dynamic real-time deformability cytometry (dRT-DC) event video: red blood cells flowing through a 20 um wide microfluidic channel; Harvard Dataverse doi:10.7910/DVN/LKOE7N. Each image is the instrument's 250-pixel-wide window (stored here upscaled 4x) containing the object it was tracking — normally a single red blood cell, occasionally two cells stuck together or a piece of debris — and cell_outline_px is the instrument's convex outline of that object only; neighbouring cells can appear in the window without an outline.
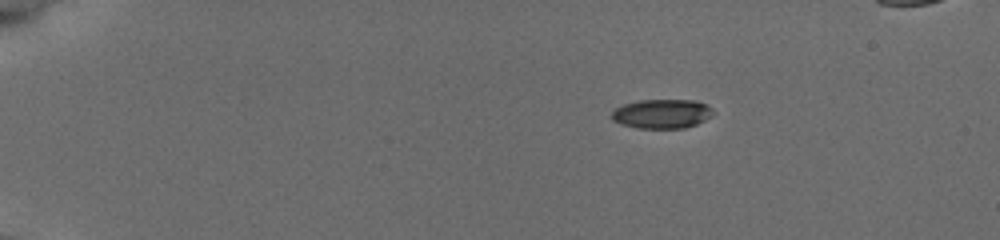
{"species": "common noctule bat (a hibernating species)", "species_latin": "Nyctalus noctula", "temperature_condition": "cold", "stored_images_in_passage": 47, "segment_of_instrument_passage": [1, 2], "camera_frame_rate_fps": 3000, "um_per_image_px": 0.085, "animal": {"sex": "female", "body_mass_g": 19.5, "forearm_length_mm": 54.1}, "frame": {"image": 1, "passage_image": 1, "time_ms": 0.0, "image_size_px": [1000, 240], "cell_outline_px": [[716, 112], [712, 116], [696, 124], [684, 128], [640, 128], [620, 124], [612, 120], [612, 112], [616, 108], [624, 104], [640, 100], [696, 100], [708, 104]], "centroid_in_image_um": [56.31, 9.66], "position_along_channel_um": 28.7, "area_um2": 17.4}}
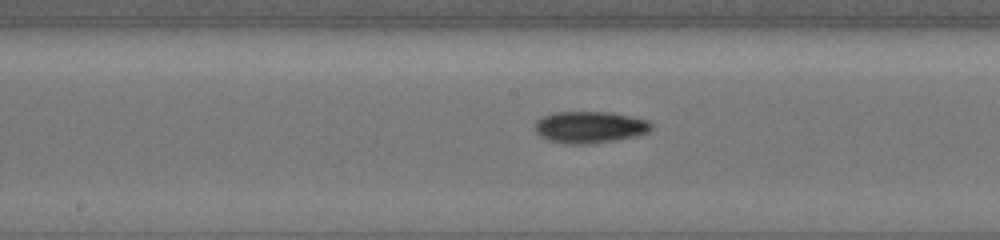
{"frame": {"image": 2, "passage_image": 22, "time_ms": 7.0, "image_size_px": [1000, 240], "cell_outline_px": [[652, 128], [648, 132], [636, 136], [616, 140], [584, 144], [564, 144], [548, 140], [540, 136], [536, 132], [536, 120], [540, 116], [552, 112], [608, 112], [632, 116], [648, 120], [652, 124]], "centroid_in_image_um": [50.11, 10.8], "position_along_channel_um": 198.1, "area_um2": 21.68}}
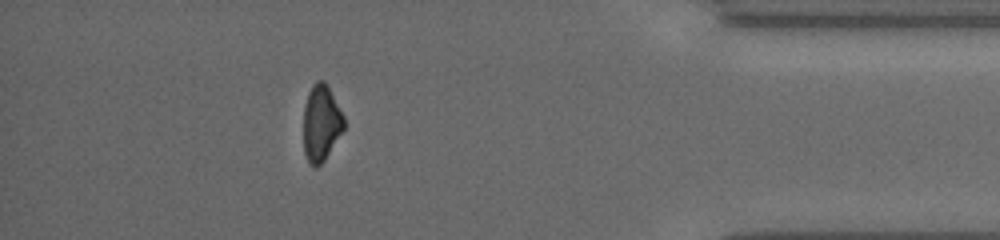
{"frame": {"image": 3, "passage_image": 41, "time_ms": 13.333, "image_size_px": [1000, 240], "cell_outline_px": [[344, 128], [324, 160], [316, 168], [312, 168], [308, 164], [304, 152], [304, 108], [308, 92], [312, 84], [316, 80], [324, 80], [344, 116]], "centroid_in_image_um": [27.28, 10.47], "position_along_channel_um": 407.9, "area_um2": 17.92}}